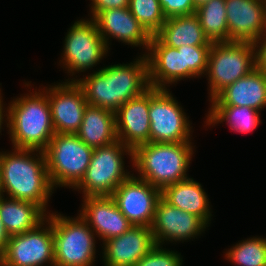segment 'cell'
<instances>
[{
	"instance_id": "6da1fadb",
	"label": "cell",
	"mask_w": 266,
	"mask_h": 266,
	"mask_svg": "<svg viewBox=\"0 0 266 266\" xmlns=\"http://www.w3.org/2000/svg\"><path fill=\"white\" fill-rule=\"evenodd\" d=\"M142 55L133 63L109 65L87 77L70 80L81 87L88 105L116 112L127 101L151 87L147 58Z\"/></svg>"
},
{
	"instance_id": "7a4b0ae2",
	"label": "cell",
	"mask_w": 266,
	"mask_h": 266,
	"mask_svg": "<svg viewBox=\"0 0 266 266\" xmlns=\"http://www.w3.org/2000/svg\"><path fill=\"white\" fill-rule=\"evenodd\" d=\"M12 151L0 152L1 194L36 203L48 214L47 204L55 189L49 179L44 152L16 148Z\"/></svg>"
},
{
	"instance_id": "3957f363",
	"label": "cell",
	"mask_w": 266,
	"mask_h": 266,
	"mask_svg": "<svg viewBox=\"0 0 266 266\" xmlns=\"http://www.w3.org/2000/svg\"><path fill=\"white\" fill-rule=\"evenodd\" d=\"M41 90L13 99L5 109L13 148L43 151L55 135L47 93Z\"/></svg>"
},
{
	"instance_id": "277c9868",
	"label": "cell",
	"mask_w": 266,
	"mask_h": 266,
	"mask_svg": "<svg viewBox=\"0 0 266 266\" xmlns=\"http://www.w3.org/2000/svg\"><path fill=\"white\" fill-rule=\"evenodd\" d=\"M192 142H149L133 150V167L138 178L163 190L166 186L189 178L187 171L193 152Z\"/></svg>"
},
{
	"instance_id": "5b68a950",
	"label": "cell",
	"mask_w": 266,
	"mask_h": 266,
	"mask_svg": "<svg viewBox=\"0 0 266 266\" xmlns=\"http://www.w3.org/2000/svg\"><path fill=\"white\" fill-rule=\"evenodd\" d=\"M54 240V266H93L96 258L94 231L79 216L49 213ZM94 262V263H93Z\"/></svg>"
},
{
	"instance_id": "8992f818",
	"label": "cell",
	"mask_w": 266,
	"mask_h": 266,
	"mask_svg": "<svg viewBox=\"0 0 266 266\" xmlns=\"http://www.w3.org/2000/svg\"><path fill=\"white\" fill-rule=\"evenodd\" d=\"M93 150L77 134L55 133L43 150L53 188H74L85 175Z\"/></svg>"
},
{
	"instance_id": "52a82bcc",
	"label": "cell",
	"mask_w": 266,
	"mask_h": 266,
	"mask_svg": "<svg viewBox=\"0 0 266 266\" xmlns=\"http://www.w3.org/2000/svg\"><path fill=\"white\" fill-rule=\"evenodd\" d=\"M124 155H129L133 162V150L119 140L94 148L85 175L73 190L82 191L83 197L111 196L132 175L124 168Z\"/></svg>"
},
{
	"instance_id": "ba28073f",
	"label": "cell",
	"mask_w": 266,
	"mask_h": 266,
	"mask_svg": "<svg viewBox=\"0 0 266 266\" xmlns=\"http://www.w3.org/2000/svg\"><path fill=\"white\" fill-rule=\"evenodd\" d=\"M256 69L255 48L251 42L212 43L207 72L209 97L212 101L222 90Z\"/></svg>"
},
{
	"instance_id": "9c48e42d",
	"label": "cell",
	"mask_w": 266,
	"mask_h": 266,
	"mask_svg": "<svg viewBox=\"0 0 266 266\" xmlns=\"http://www.w3.org/2000/svg\"><path fill=\"white\" fill-rule=\"evenodd\" d=\"M168 90L150 87V142H191L192 127L189 118Z\"/></svg>"
},
{
	"instance_id": "30bf717a",
	"label": "cell",
	"mask_w": 266,
	"mask_h": 266,
	"mask_svg": "<svg viewBox=\"0 0 266 266\" xmlns=\"http://www.w3.org/2000/svg\"><path fill=\"white\" fill-rule=\"evenodd\" d=\"M63 47L61 67L71 76L97 66L109 50L95 21L89 18L74 22L65 36Z\"/></svg>"
},
{
	"instance_id": "8fae6325",
	"label": "cell",
	"mask_w": 266,
	"mask_h": 266,
	"mask_svg": "<svg viewBox=\"0 0 266 266\" xmlns=\"http://www.w3.org/2000/svg\"><path fill=\"white\" fill-rule=\"evenodd\" d=\"M46 263L54 266L53 228L47 218L33 230L10 236L0 256V266H44Z\"/></svg>"
},
{
	"instance_id": "7c38bea8",
	"label": "cell",
	"mask_w": 266,
	"mask_h": 266,
	"mask_svg": "<svg viewBox=\"0 0 266 266\" xmlns=\"http://www.w3.org/2000/svg\"><path fill=\"white\" fill-rule=\"evenodd\" d=\"M111 197L133 226L150 227L161 190L133 173L115 189Z\"/></svg>"
},
{
	"instance_id": "4fadbf2b",
	"label": "cell",
	"mask_w": 266,
	"mask_h": 266,
	"mask_svg": "<svg viewBox=\"0 0 266 266\" xmlns=\"http://www.w3.org/2000/svg\"><path fill=\"white\" fill-rule=\"evenodd\" d=\"M44 87L55 133L76 134L83 120L88 103L81 87L75 81H68Z\"/></svg>"
},
{
	"instance_id": "5bb4252c",
	"label": "cell",
	"mask_w": 266,
	"mask_h": 266,
	"mask_svg": "<svg viewBox=\"0 0 266 266\" xmlns=\"http://www.w3.org/2000/svg\"><path fill=\"white\" fill-rule=\"evenodd\" d=\"M206 227L209 226L200 217L170 205L162 197L156 205L150 226L158 246H162L166 241L172 243L195 239Z\"/></svg>"
},
{
	"instance_id": "9a60e30c",
	"label": "cell",
	"mask_w": 266,
	"mask_h": 266,
	"mask_svg": "<svg viewBox=\"0 0 266 266\" xmlns=\"http://www.w3.org/2000/svg\"><path fill=\"white\" fill-rule=\"evenodd\" d=\"M228 41L254 43L266 32V0H225Z\"/></svg>"
},
{
	"instance_id": "2e32d148",
	"label": "cell",
	"mask_w": 266,
	"mask_h": 266,
	"mask_svg": "<svg viewBox=\"0 0 266 266\" xmlns=\"http://www.w3.org/2000/svg\"><path fill=\"white\" fill-rule=\"evenodd\" d=\"M79 216L105 241L124 234L133 225L122 214L111 196L83 197Z\"/></svg>"
},
{
	"instance_id": "e0dca14e",
	"label": "cell",
	"mask_w": 266,
	"mask_h": 266,
	"mask_svg": "<svg viewBox=\"0 0 266 266\" xmlns=\"http://www.w3.org/2000/svg\"><path fill=\"white\" fill-rule=\"evenodd\" d=\"M102 244L105 266H134L156 246L148 226H132L124 234Z\"/></svg>"
},
{
	"instance_id": "ac0fdd59",
	"label": "cell",
	"mask_w": 266,
	"mask_h": 266,
	"mask_svg": "<svg viewBox=\"0 0 266 266\" xmlns=\"http://www.w3.org/2000/svg\"><path fill=\"white\" fill-rule=\"evenodd\" d=\"M149 106L150 88L115 112L117 138L132 150L150 142Z\"/></svg>"
},
{
	"instance_id": "d6986e66",
	"label": "cell",
	"mask_w": 266,
	"mask_h": 266,
	"mask_svg": "<svg viewBox=\"0 0 266 266\" xmlns=\"http://www.w3.org/2000/svg\"><path fill=\"white\" fill-rule=\"evenodd\" d=\"M93 20L108 49H110L109 39L113 38L133 47L143 45L142 48L148 50L151 35L132 15L128 7L101 11Z\"/></svg>"
},
{
	"instance_id": "ffe728a7",
	"label": "cell",
	"mask_w": 266,
	"mask_h": 266,
	"mask_svg": "<svg viewBox=\"0 0 266 266\" xmlns=\"http://www.w3.org/2000/svg\"><path fill=\"white\" fill-rule=\"evenodd\" d=\"M145 51H147L144 54L148 62L151 87L167 88L184 79V59L181 47L176 49L164 45L153 35L151 36L148 50Z\"/></svg>"
},
{
	"instance_id": "44dd1931",
	"label": "cell",
	"mask_w": 266,
	"mask_h": 266,
	"mask_svg": "<svg viewBox=\"0 0 266 266\" xmlns=\"http://www.w3.org/2000/svg\"><path fill=\"white\" fill-rule=\"evenodd\" d=\"M211 106L249 107L261 111L266 106V74L254 69L222 90Z\"/></svg>"
},
{
	"instance_id": "7402d4cb",
	"label": "cell",
	"mask_w": 266,
	"mask_h": 266,
	"mask_svg": "<svg viewBox=\"0 0 266 266\" xmlns=\"http://www.w3.org/2000/svg\"><path fill=\"white\" fill-rule=\"evenodd\" d=\"M161 197L170 205L195 214L207 225L210 224L212 212L209 198L201 184L194 181L193 178H187L166 186L161 191Z\"/></svg>"
},
{
	"instance_id": "603a6c76",
	"label": "cell",
	"mask_w": 266,
	"mask_h": 266,
	"mask_svg": "<svg viewBox=\"0 0 266 266\" xmlns=\"http://www.w3.org/2000/svg\"><path fill=\"white\" fill-rule=\"evenodd\" d=\"M77 136L87 146L98 148L110 145L118 140L115 112L87 105Z\"/></svg>"
},
{
	"instance_id": "cb8c5ba5",
	"label": "cell",
	"mask_w": 266,
	"mask_h": 266,
	"mask_svg": "<svg viewBox=\"0 0 266 266\" xmlns=\"http://www.w3.org/2000/svg\"><path fill=\"white\" fill-rule=\"evenodd\" d=\"M155 36L173 48L181 46H211L195 13L167 18Z\"/></svg>"
},
{
	"instance_id": "d4e9b609",
	"label": "cell",
	"mask_w": 266,
	"mask_h": 266,
	"mask_svg": "<svg viewBox=\"0 0 266 266\" xmlns=\"http://www.w3.org/2000/svg\"><path fill=\"white\" fill-rule=\"evenodd\" d=\"M47 217L36 203L0 197V219L9 236L35 229Z\"/></svg>"
},
{
	"instance_id": "484cf974",
	"label": "cell",
	"mask_w": 266,
	"mask_h": 266,
	"mask_svg": "<svg viewBox=\"0 0 266 266\" xmlns=\"http://www.w3.org/2000/svg\"><path fill=\"white\" fill-rule=\"evenodd\" d=\"M260 111L249 107L211 106L206 115V125L228 123L231 130L239 133L253 132L258 127Z\"/></svg>"
},
{
	"instance_id": "4316f807",
	"label": "cell",
	"mask_w": 266,
	"mask_h": 266,
	"mask_svg": "<svg viewBox=\"0 0 266 266\" xmlns=\"http://www.w3.org/2000/svg\"><path fill=\"white\" fill-rule=\"evenodd\" d=\"M195 14L209 42H228L225 0H210L196 8Z\"/></svg>"
},
{
	"instance_id": "83f0119b",
	"label": "cell",
	"mask_w": 266,
	"mask_h": 266,
	"mask_svg": "<svg viewBox=\"0 0 266 266\" xmlns=\"http://www.w3.org/2000/svg\"><path fill=\"white\" fill-rule=\"evenodd\" d=\"M225 253L226 259L237 266H266V238L242 240Z\"/></svg>"
},
{
	"instance_id": "f1b7e54d",
	"label": "cell",
	"mask_w": 266,
	"mask_h": 266,
	"mask_svg": "<svg viewBox=\"0 0 266 266\" xmlns=\"http://www.w3.org/2000/svg\"><path fill=\"white\" fill-rule=\"evenodd\" d=\"M128 8L151 36L161 29L167 19L159 0H130Z\"/></svg>"
},
{
	"instance_id": "f546056e",
	"label": "cell",
	"mask_w": 266,
	"mask_h": 266,
	"mask_svg": "<svg viewBox=\"0 0 266 266\" xmlns=\"http://www.w3.org/2000/svg\"><path fill=\"white\" fill-rule=\"evenodd\" d=\"M181 48L184 59V79L205 76L210 46H181Z\"/></svg>"
},
{
	"instance_id": "4dcf8cb0",
	"label": "cell",
	"mask_w": 266,
	"mask_h": 266,
	"mask_svg": "<svg viewBox=\"0 0 266 266\" xmlns=\"http://www.w3.org/2000/svg\"><path fill=\"white\" fill-rule=\"evenodd\" d=\"M183 259L177 251H170L156 245L134 266H182Z\"/></svg>"
},
{
	"instance_id": "1f68e13d",
	"label": "cell",
	"mask_w": 266,
	"mask_h": 266,
	"mask_svg": "<svg viewBox=\"0 0 266 266\" xmlns=\"http://www.w3.org/2000/svg\"><path fill=\"white\" fill-rule=\"evenodd\" d=\"M166 18L195 13L194 0H159Z\"/></svg>"
},
{
	"instance_id": "d6a6232c",
	"label": "cell",
	"mask_w": 266,
	"mask_h": 266,
	"mask_svg": "<svg viewBox=\"0 0 266 266\" xmlns=\"http://www.w3.org/2000/svg\"><path fill=\"white\" fill-rule=\"evenodd\" d=\"M91 15L90 19H93L99 12L104 10H110L115 8L129 7L130 0H91Z\"/></svg>"
},
{
	"instance_id": "836d02e7",
	"label": "cell",
	"mask_w": 266,
	"mask_h": 266,
	"mask_svg": "<svg viewBox=\"0 0 266 266\" xmlns=\"http://www.w3.org/2000/svg\"><path fill=\"white\" fill-rule=\"evenodd\" d=\"M256 68L266 74V32L254 43Z\"/></svg>"
},
{
	"instance_id": "e575fe53",
	"label": "cell",
	"mask_w": 266,
	"mask_h": 266,
	"mask_svg": "<svg viewBox=\"0 0 266 266\" xmlns=\"http://www.w3.org/2000/svg\"><path fill=\"white\" fill-rule=\"evenodd\" d=\"M9 238H10V236L5 229L3 222L0 219V256L6 250Z\"/></svg>"
},
{
	"instance_id": "d590c367",
	"label": "cell",
	"mask_w": 266,
	"mask_h": 266,
	"mask_svg": "<svg viewBox=\"0 0 266 266\" xmlns=\"http://www.w3.org/2000/svg\"><path fill=\"white\" fill-rule=\"evenodd\" d=\"M4 108L5 107L3 105V99H2V96H1V90H0V133H1V129H3L2 125L4 124V122L7 123V121H6L7 120V118H6L7 117V110L5 111Z\"/></svg>"
},
{
	"instance_id": "8d00e7d4",
	"label": "cell",
	"mask_w": 266,
	"mask_h": 266,
	"mask_svg": "<svg viewBox=\"0 0 266 266\" xmlns=\"http://www.w3.org/2000/svg\"><path fill=\"white\" fill-rule=\"evenodd\" d=\"M210 0H194V5L196 8H198L199 6H201L202 4L209 2Z\"/></svg>"
}]
</instances>
